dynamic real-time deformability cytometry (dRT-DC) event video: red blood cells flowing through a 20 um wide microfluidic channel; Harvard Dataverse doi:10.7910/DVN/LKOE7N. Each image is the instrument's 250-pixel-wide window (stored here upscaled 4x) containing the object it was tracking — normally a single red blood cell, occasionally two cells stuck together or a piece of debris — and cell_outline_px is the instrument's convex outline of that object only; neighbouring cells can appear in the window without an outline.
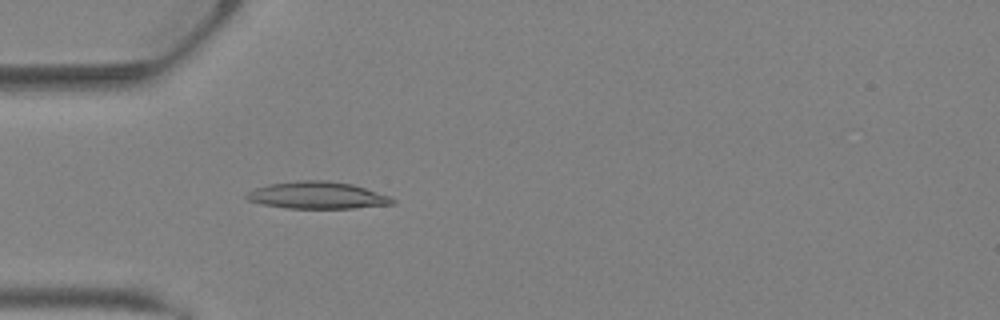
{"species": "Egyptian fruit bat (a non-hibernating species)", "species_latin": "Rousettus aegyptiacus", "temperature_condition": "warm", "stored_images_in_passage": 35, "camera_frame_rate_fps": 3000, "um_per_image_px": 0.085, "animal": {"sex": "female"}, "frame": {"image": 1, "passage_image": 9, "time_ms": 2.667, "image_size_px": [1000, 320], "cell_outline_px": [[396, 204], [352, 208], [288, 208], [260, 204], [248, 200], [244, 196], [248, 192], [256, 188], [268, 184], [296, 180], [328, 180], [352, 184], [388, 196], [396, 200]], "centroid_in_image_um": [26.95, 16.6], "position_along_channel_um": 58.1, "area_um2": 23.0}}
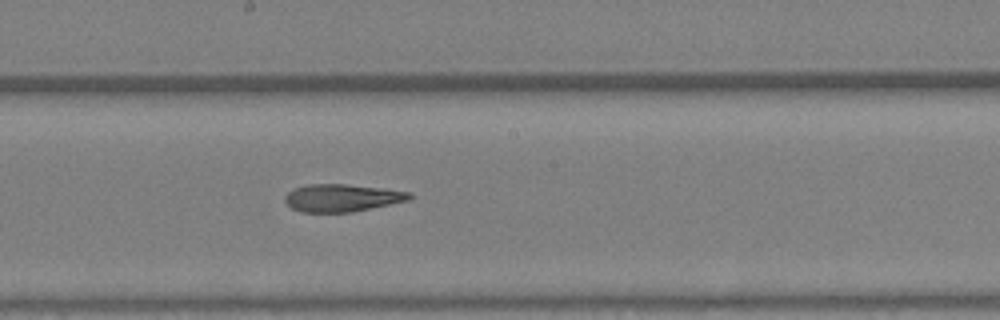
{"frame": {"image": 2, "passage_image": 18, "time_ms": 5.667, "image_size_px": [1000, 320], "cell_outline_px": [[412, 196], [408, 200], [352, 212], [304, 212], [292, 208], [284, 200], [284, 196], [288, 192], [296, 188], [308, 184], [348, 184], [384, 188], [412, 192]], "centroid_in_image_um": [29.08, 16.81], "position_along_channel_um": 219.1, "area_um2": 19.88}}
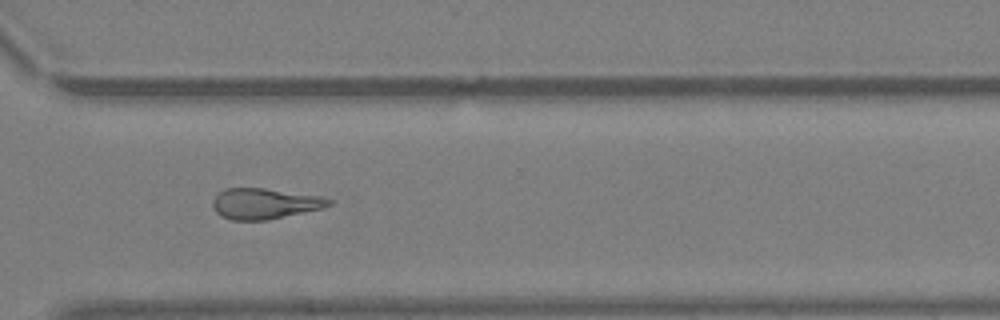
{"frame": {"image": 3, "passage_image": 25, "time_ms": 8.0, "image_size_px": [1000, 320], "cell_outline_px": [[332, 204], [320, 208], [268, 220], [232, 220], [220, 216], [216, 212], [212, 204], [212, 200], [224, 188], [264, 188], [320, 196], [332, 200]], "centroid_in_image_um": [22.45, 17.3], "position_along_channel_um": 348.2, "area_um2": 20.58}}